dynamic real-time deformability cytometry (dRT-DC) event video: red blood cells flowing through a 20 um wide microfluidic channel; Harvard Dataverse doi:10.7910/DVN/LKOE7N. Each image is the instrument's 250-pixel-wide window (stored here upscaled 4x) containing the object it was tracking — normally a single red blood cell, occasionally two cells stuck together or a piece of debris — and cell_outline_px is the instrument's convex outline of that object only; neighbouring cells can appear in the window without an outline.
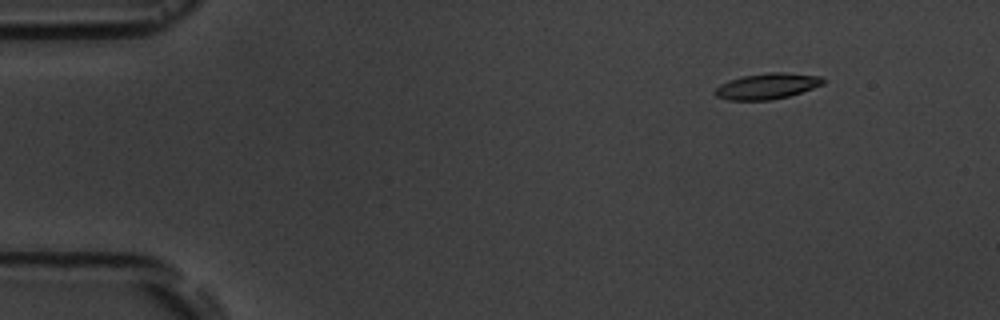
{"species": "common noctule bat (a hibernating species)", "species_latin": "Nyctalus noctula", "temperature_condition": "room temperature", "stored_images_in_passage": 3, "camera_frame_rate_fps": 3000, "um_per_image_px": 0.085, "animal": {"sex": "male", "body_mass_g": 19.5, "forearm_length_mm": 54.6}, "frame": {"image": 1, "passage_image": 1, "time_ms": 0.0, "image_size_px": [1000, 320], "cell_outline_px": [[824, 84], [788, 96], [768, 100], [728, 100], [716, 96], [712, 92], [720, 84], [728, 80], [744, 76], [768, 72], [784, 72], [820, 76], [824, 80]], "centroid_in_image_um": [65.16, 7.32], "position_along_channel_um": 19.8, "area_um2": 16.18}}
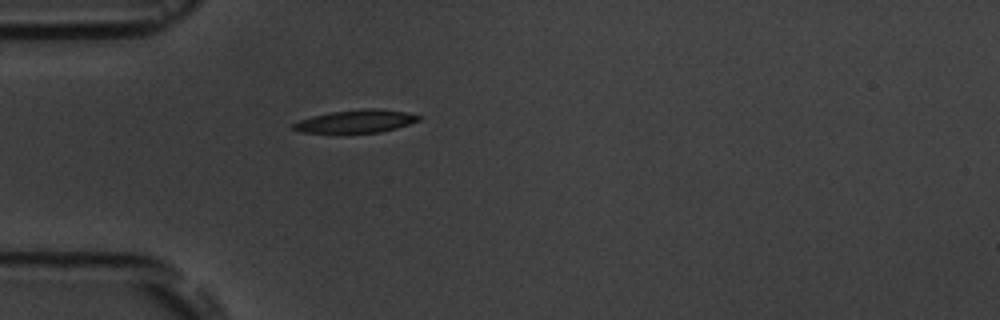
{"frame": {"image": 2, "passage_image": 3, "time_ms": 3.333, "image_size_px": [1000, 320], "cell_outline_px": [[424, 116], [420, 120], [396, 128], [380, 132], [304, 132], [292, 128], [292, 124], [300, 120], [312, 116], [332, 112], [364, 108], [376, 108], [404, 112]], "centroid_in_image_um": [30.3, 10.29], "position_along_channel_um": 54.7, "area_um2": 16.42}}